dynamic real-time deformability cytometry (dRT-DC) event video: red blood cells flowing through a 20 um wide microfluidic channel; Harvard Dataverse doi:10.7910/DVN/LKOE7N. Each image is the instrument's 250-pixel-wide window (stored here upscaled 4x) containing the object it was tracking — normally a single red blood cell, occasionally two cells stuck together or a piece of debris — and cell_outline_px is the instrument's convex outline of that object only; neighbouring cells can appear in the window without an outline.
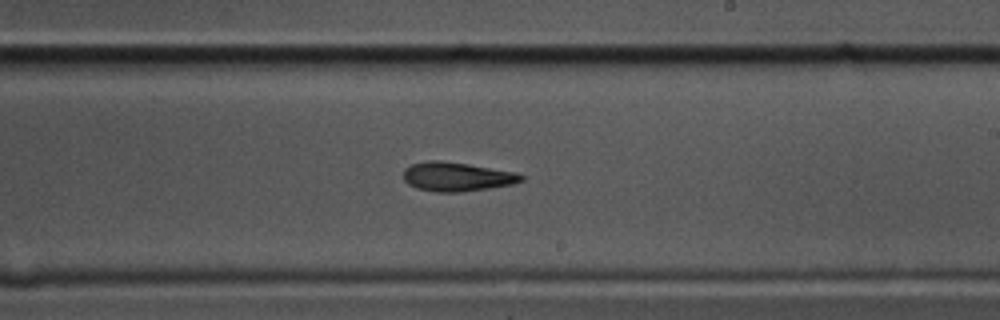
{"species": "common noctule bat (a hibernating species)", "species_latin": "Nyctalus noctula", "temperature_condition": "cold", "stored_images_in_passage": 56, "segment_of_instrument_passage": [1, 2], "camera_frame_rate_fps": 3000, "um_per_image_px": 0.085, "animal": {"sex": "male", "body_mass_g": 17.5, "forearm_length_mm": 52.3}, "frame": {"image": 1, "passage_image": 32, "time_ms": 10.333, "image_size_px": [1000, 320], "cell_outline_px": [[524, 180], [512, 184], [488, 188], [460, 192], [436, 192], [416, 188], [408, 184], [404, 180], [404, 168], [412, 164], [432, 160], [440, 160], [468, 164], [516, 172], [524, 176]], "centroid_in_image_um": [38.82, 15.02], "position_along_channel_um": 250.2, "area_um2": 19.88}}
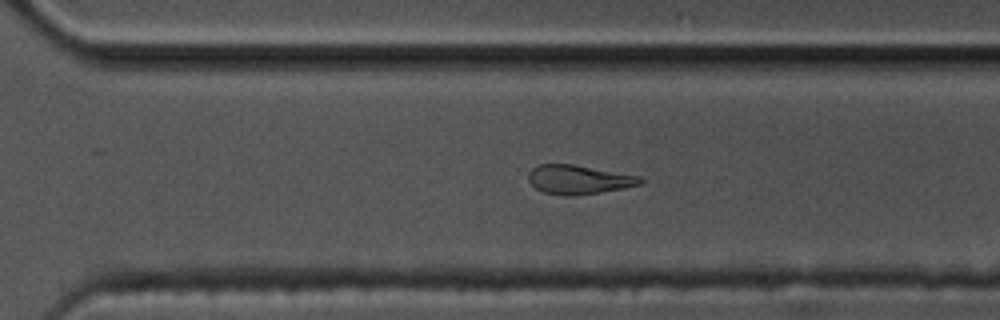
{"frame": {"image": 2, "passage_image": 38, "time_ms": 12.333, "image_size_px": [1000, 320], "cell_outline_px": [[644, 180], [640, 184], [624, 188], [576, 196], [564, 196], [544, 192], [536, 188], [528, 180], [528, 172], [532, 168], [540, 164], [572, 164], [640, 176]], "centroid_in_image_um": [49.17, 15.27], "position_along_channel_um": 321.4, "area_um2": 18.9}}
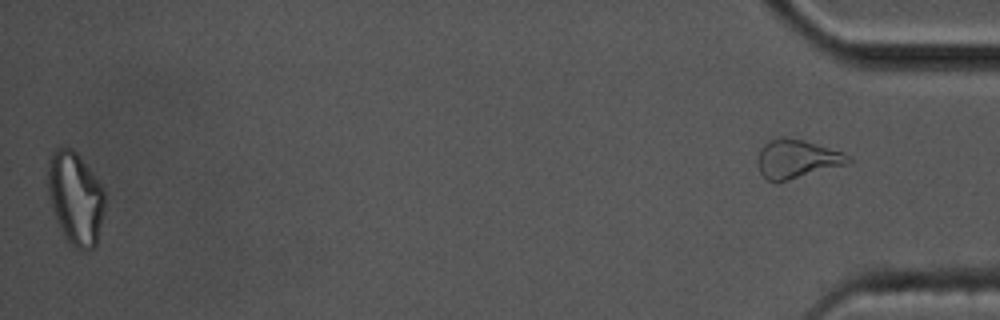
{"frame": {"image": 3, "passage_image": 55, "time_ms": 18.0, "image_size_px": [1000, 320], "cell_outline_px": [[104, 212], [96, 248], [88, 252], [76, 248], [64, 236], [56, 220], [52, 208], [48, 192], [48, 160], [52, 152], [56, 148], [72, 148], [80, 156], [104, 188]], "centroid_in_image_um": [6.43, 16.87], "position_along_channel_um": 428.8, "area_um2": 30.98}}